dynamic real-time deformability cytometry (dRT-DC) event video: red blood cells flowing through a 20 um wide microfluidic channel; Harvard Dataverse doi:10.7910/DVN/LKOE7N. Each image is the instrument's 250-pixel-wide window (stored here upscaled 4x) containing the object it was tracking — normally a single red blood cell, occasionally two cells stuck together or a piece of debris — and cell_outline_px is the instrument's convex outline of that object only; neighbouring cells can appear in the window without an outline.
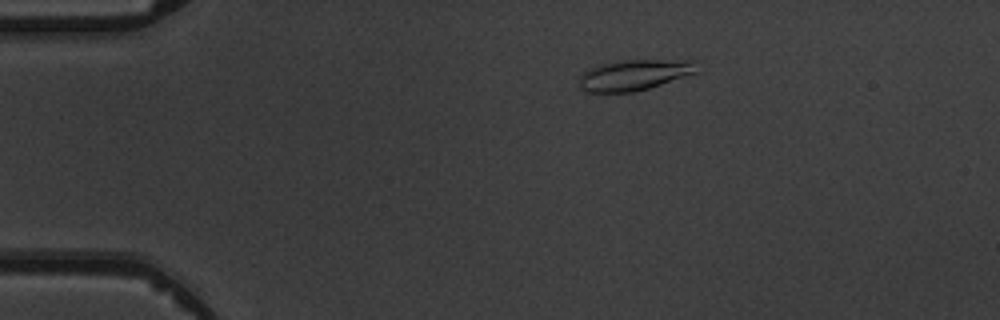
{"species": "common noctule bat (a hibernating species)", "species_latin": "Nyctalus noctula", "temperature_condition": "warm", "stored_images_in_passage": 8, "camera_frame_rate_fps": 3000, "um_per_image_px": 0.085, "animal": {"sex": "male", "body_mass_g": 19.5, "forearm_length_mm": 54.6}, "frame": {"image": 1, "passage_image": 2, "time_ms": 1.333, "image_size_px": [1000, 320], "cell_outline_px": [[696, 72], [648, 88], [632, 92], [588, 92], [580, 88], [580, 76], [588, 68], [596, 64], [628, 60], [696, 60]], "centroid_in_image_um": [53.86, 6.36], "position_along_channel_um": 31.1, "area_um2": 20.81}}
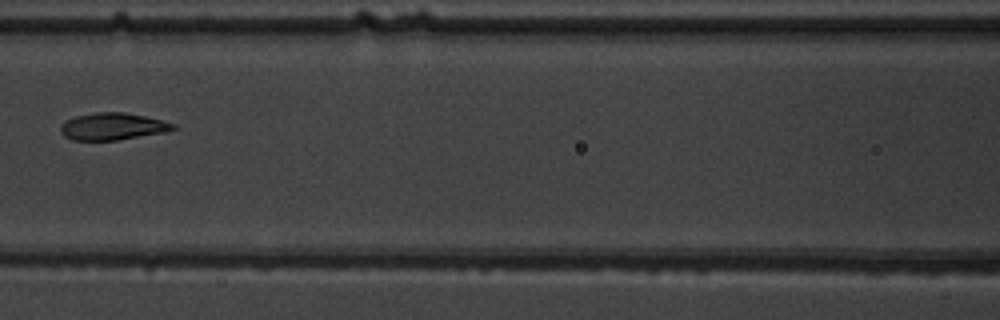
{"frame": {"image": 2, "passage_image": 6, "time_ms": 6.0, "image_size_px": [1000, 320], "cell_outline_px": [[176, 128], [164, 132], [116, 140], [72, 140], [64, 136], [60, 132], [60, 128], [68, 120], [76, 116], [96, 112], [124, 112], [144, 116], [176, 124]], "centroid_in_image_um": [9.57, 10.75], "position_along_channel_um": 157.0, "area_um2": 17.46}}
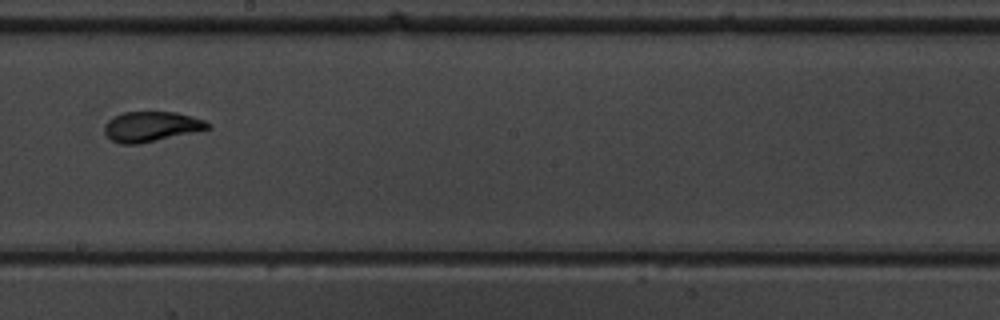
{"frame": {"image": 3, "passage_image": 8, "time_ms": 8.0, "image_size_px": [1000, 320], "cell_outline_px": [[212, 128], [140, 144], [120, 144], [112, 140], [104, 132], [104, 124], [108, 120], [124, 112], [176, 112], [192, 116], [204, 120], [212, 124]], "centroid_in_image_um": [12.88, 10.76], "position_along_channel_um": 235.3, "area_um2": 18.15}}